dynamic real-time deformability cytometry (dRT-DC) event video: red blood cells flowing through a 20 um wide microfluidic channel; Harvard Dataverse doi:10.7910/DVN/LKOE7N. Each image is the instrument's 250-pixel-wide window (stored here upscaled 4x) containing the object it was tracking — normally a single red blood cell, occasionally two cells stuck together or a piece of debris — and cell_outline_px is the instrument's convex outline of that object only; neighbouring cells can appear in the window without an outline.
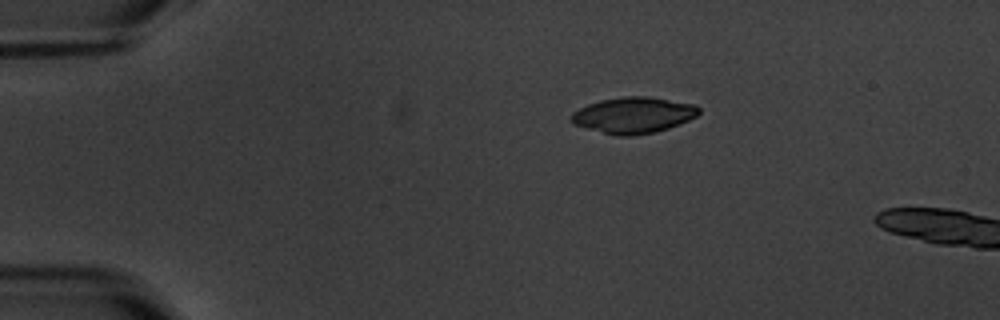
{"species": "common noctule bat (a hibernating species)", "species_latin": "Nyctalus noctula", "temperature_condition": "warm", "stored_images_in_passage": 2, "camera_frame_rate_fps": 3000, "um_per_image_px": 0.085, "animal": {"sex": "male", "body_mass_g": 20.1, "forearm_length_mm": 53.5}, "frame": {"image": 1, "passage_image": 1, "time_ms": 0.0, "image_size_px": [1000, 320], "cell_outline_px": [[700, 112], [696, 116], [680, 124], [668, 128], [652, 132], [632, 136], [620, 136], [572, 124], [572, 112], [588, 104], [600, 100], [624, 96], [648, 96], [696, 104], [700, 108]], "centroid_in_image_um": [53.87, 9.77], "position_along_channel_um": 31.1, "area_um2": 26.65}}